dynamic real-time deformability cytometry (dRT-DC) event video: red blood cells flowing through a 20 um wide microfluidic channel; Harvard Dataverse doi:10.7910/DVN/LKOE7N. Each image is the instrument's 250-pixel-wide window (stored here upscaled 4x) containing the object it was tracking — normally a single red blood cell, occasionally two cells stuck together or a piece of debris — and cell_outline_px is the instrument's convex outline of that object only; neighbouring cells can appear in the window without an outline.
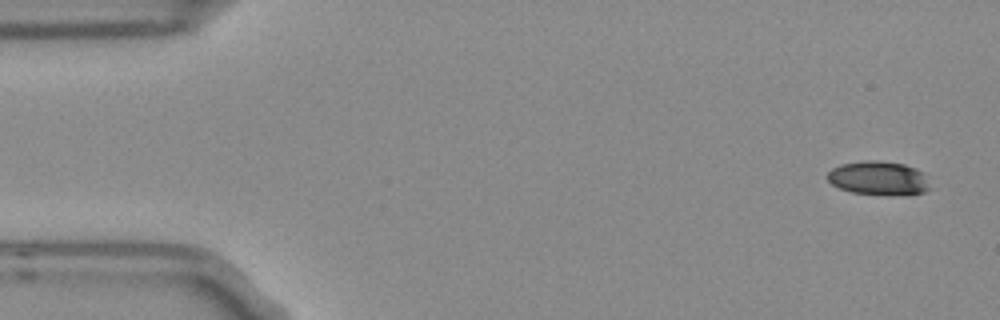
{"species": "Egyptian fruit bat (a non-hibernating species)", "species_latin": "Rousettus aegyptiacus", "temperature_condition": "room temperature", "stored_images_in_passage": 7, "camera_frame_rate_fps": 3000, "um_per_image_px": 0.085, "frame": {"image": 1, "passage_image": 1, "time_ms": 0.0, "image_size_px": [1000, 320], "cell_outline_px": [[932, 188], [924, 192], [908, 196], [888, 196], [852, 192], [840, 188], [832, 184], [828, 180], [828, 172], [832, 168], [840, 164], [864, 160], [880, 160], [904, 164], [916, 168], [924, 172]], "centroid_in_image_um": [74.75, 15.16], "position_along_channel_um": 10.3, "area_um2": 20.87}}
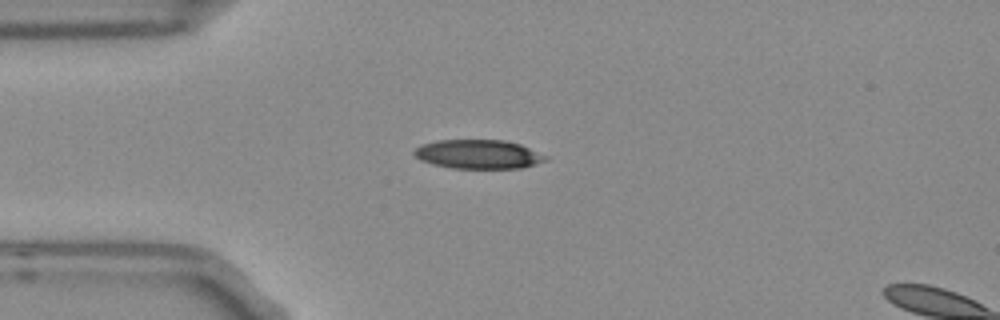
{"frame": {"image": 2, "passage_image": 4, "time_ms": 1.0, "image_size_px": [1000, 320], "cell_outline_px": [[548, 160], [536, 164], [520, 168], [452, 168], [432, 164], [420, 160], [412, 152], [420, 144], [436, 140], [504, 140], [520, 144], [548, 156]], "centroid_in_image_um": [40.65, 13.11], "position_along_channel_um": 44.4, "area_um2": 22.31}}
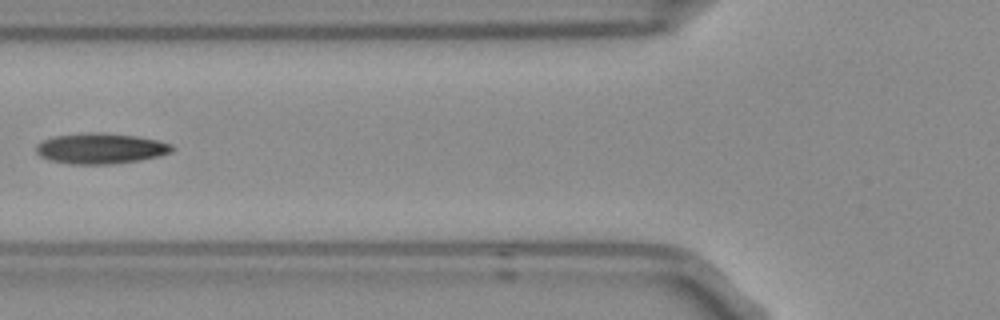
{"frame": {"image": 3, "passage_image": 6, "time_ms": 1.667, "image_size_px": [1000, 320], "cell_outline_px": [[176, 148], [172, 152], [160, 156], [140, 160], [112, 164], [72, 164], [52, 160], [40, 156], [36, 152], [36, 144], [40, 140], [52, 136], [88, 132], [100, 132], [136, 136], [156, 140], [172, 144]], "centroid_in_image_um": [8.55, 12.61], "position_along_channel_um": 117.2, "area_um2": 24.45}}